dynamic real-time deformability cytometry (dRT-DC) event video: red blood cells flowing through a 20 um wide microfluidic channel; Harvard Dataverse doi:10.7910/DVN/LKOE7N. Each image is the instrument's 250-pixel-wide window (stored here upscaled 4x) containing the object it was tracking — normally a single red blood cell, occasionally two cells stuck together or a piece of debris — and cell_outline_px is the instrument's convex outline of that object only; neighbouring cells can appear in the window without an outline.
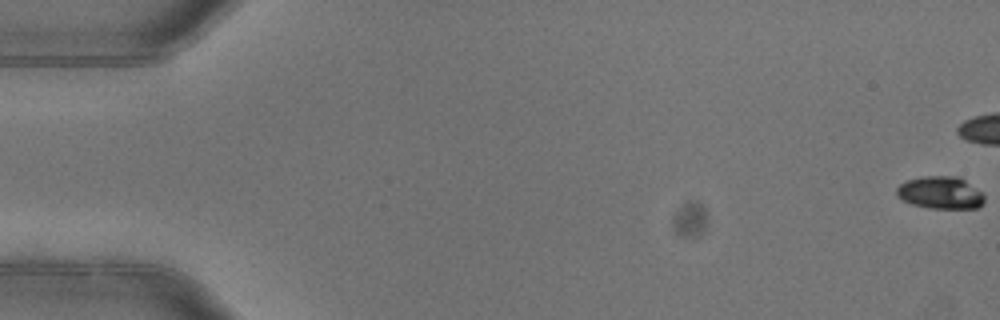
{"species": "common noctule bat (a hibernating species)", "species_latin": "Nyctalus noctula", "temperature_condition": "warm", "stored_images_in_passage": 7, "camera_frame_rate_fps": 3000, "um_per_image_px": 0.085, "animal": {"sex": "female"}, "frame": {"image": 1, "passage_image": 1, "time_ms": 0.0, "image_size_px": [1000, 320], "cell_outline_px": [[984, 200], [976, 208], [928, 208], [912, 204], [896, 196], [896, 188], [900, 184], [908, 180], [924, 176], [956, 176], [964, 180], [984, 192]], "centroid_in_image_um": [79.93, 16.37], "position_along_channel_um": 5.1, "area_um2": 16.53}}
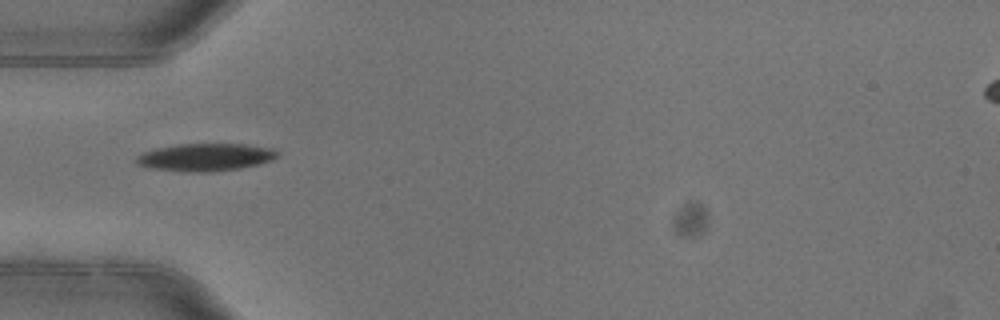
{"frame": {"image": 2, "passage_image": 6, "time_ms": 1.667, "image_size_px": [1000, 320], "cell_outline_px": [[280, 156], [272, 160], [260, 164], [240, 168], [212, 172], [184, 172], [148, 168], [136, 164], [136, 156], [144, 152], [156, 148], [176, 144], [244, 144], [272, 148], [280, 152]], "centroid_in_image_um": [17.47, 13.37], "position_along_channel_um": 67.5, "area_um2": 23.0}}